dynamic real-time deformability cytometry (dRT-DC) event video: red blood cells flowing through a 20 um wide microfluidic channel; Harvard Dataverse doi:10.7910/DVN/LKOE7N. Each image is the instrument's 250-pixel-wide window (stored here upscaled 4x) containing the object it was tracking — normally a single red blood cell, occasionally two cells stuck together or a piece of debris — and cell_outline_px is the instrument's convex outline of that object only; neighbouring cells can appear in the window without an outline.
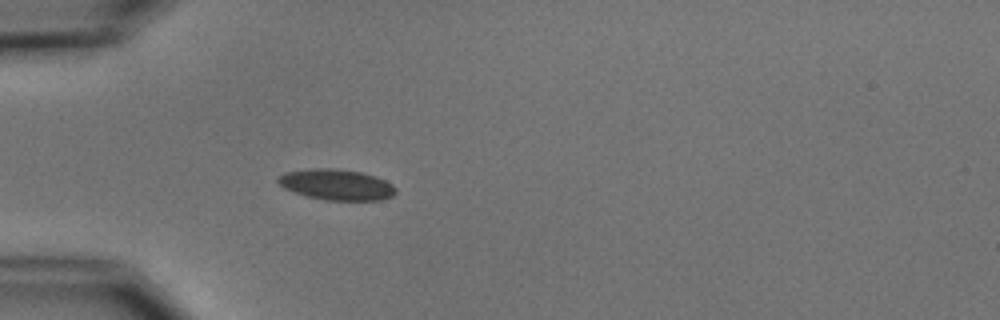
{"species": "common noctule bat (a hibernating species)", "species_latin": "Nyctalus noctula", "temperature_condition": "cold", "stored_images_in_passage": 1, "camera_frame_rate_fps": 3000, "um_per_image_px": 0.085, "animal": {"sex": "male", "body_mass_g": 15.6}, "frame": {"image": 1, "passage_image": 1, "time_ms": 0.0, "image_size_px": [1000, 320], "cell_outline_px": [[396, 192], [392, 196], [380, 200], [324, 200], [308, 196], [284, 188], [276, 180], [284, 172], [312, 168], [332, 168], [360, 172], [384, 180], [392, 184], [396, 188]], "centroid_in_image_um": [28.6, 15.69], "position_along_channel_um": 56.4, "area_um2": 20.87}}